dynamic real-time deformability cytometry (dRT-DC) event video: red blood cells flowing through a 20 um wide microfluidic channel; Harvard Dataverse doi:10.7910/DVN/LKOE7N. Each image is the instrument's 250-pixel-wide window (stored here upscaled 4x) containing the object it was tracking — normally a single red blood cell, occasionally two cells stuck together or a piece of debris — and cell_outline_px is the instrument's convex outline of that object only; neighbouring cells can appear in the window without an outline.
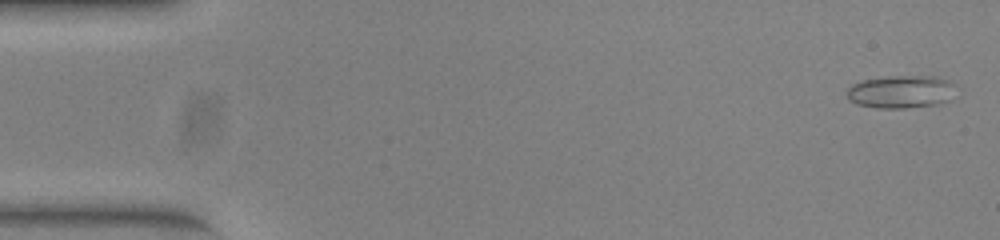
{"species": "common noctule bat (a hibernating species)", "species_latin": "Nyctalus noctula", "temperature_condition": "warm", "stored_images_in_passage": 52, "camera_frame_rate_fps": 3000, "um_per_image_px": 0.085, "animal": {"sex": "female", "body_mass_g": 23.0, "forearm_length_mm": 53.4}, "frame": {"image": 1, "passage_image": 2, "time_ms": 0.333, "image_size_px": [1000, 240], "cell_outline_px": [[956, 84], [948, 100], [936, 104], [904, 108], [876, 108], [856, 104], [848, 100], [848, 88], [852, 84], [864, 80], [888, 76], [936, 76], [948, 80]], "centroid_in_image_um": [76.56, 7.79], "position_along_channel_um": 8.4, "area_um2": 20.75}}
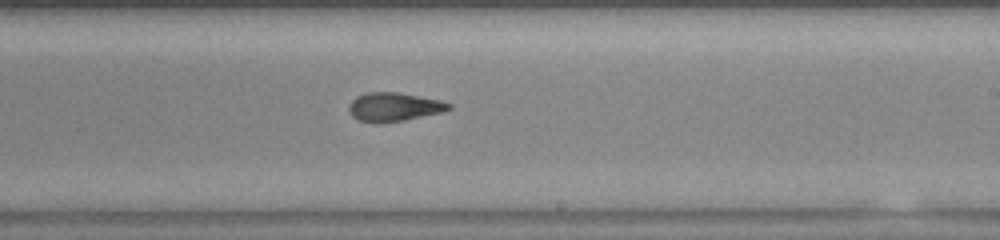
{"frame": {"image": 2, "passage_image": 31, "time_ms": 10.0, "image_size_px": [1000, 240], "cell_outline_px": [[452, 108], [440, 112], [404, 120], [360, 120], [352, 116], [348, 108], [352, 100], [356, 96], [368, 92], [400, 92], [440, 100], [452, 104]], "centroid_in_image_um": [33.52, 9.03], "position_along_channel_um": 255.5, "area_um2": 16.07}}
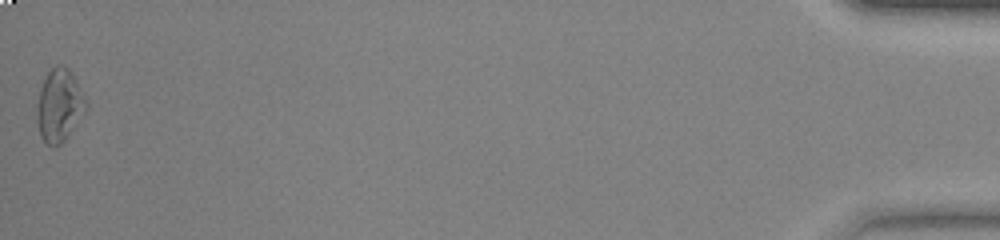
{"frame": {"image": 3, "passage_image": 52, "time_ms": 17.0, "image_size_px": [1000, 240], "cell_outline_px": [[88, 108], [68, 136], [60, 144], [52, 148], [40, 136], [36, 120], [36, 116], [40, 92], [44, 80], [48, 72], [56, 64], [64, 64], [72, 72], [88, 104]], "centroid_in_image_um": [5.06, 8.96], "position_along_channel_um": 430.1, "area_um2": 20.75}, "authors_computed_cell_mechanics": {"area_um2": 17.5423, "velocity_mm_per_s": 3.9527, "shape_relaxation_time_tau1_ms": 7.3795, "shape_relaxation_time_tau2_ms": 1.8509, "deformation_change_tau1": 0.1994, "deformation_change_tau2": 0.094}}